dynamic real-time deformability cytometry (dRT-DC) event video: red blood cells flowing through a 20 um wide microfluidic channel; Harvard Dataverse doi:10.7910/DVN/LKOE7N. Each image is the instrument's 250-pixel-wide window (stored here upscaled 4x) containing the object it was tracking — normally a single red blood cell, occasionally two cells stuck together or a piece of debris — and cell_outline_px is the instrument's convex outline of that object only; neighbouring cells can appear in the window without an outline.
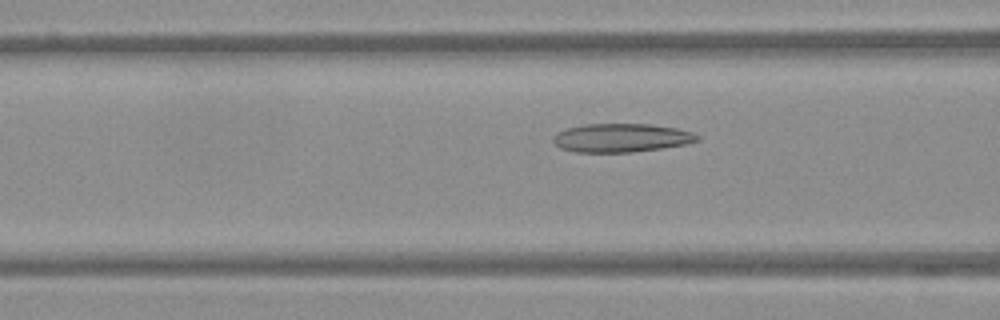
{"species": "Egyptian fruit bat (a non-hibernating species)", "species_latin": "Rousettus aegyptiacus", "temperature_condition": "warm", "stored_images_in_passage": 51, "camera_frame_rate_fps": 3000, "um_per_image_px": 0.085, "frame": {"image": 1, "passage_image": 19, "time_ms": 6.0, "image_size_px": [1000, 320], "cell_outline_px": [[700, 140], [684, 144], [660, 148], [632, 152], [576, 152], [560, 148], [552, 140], [552, 136], [568, 128], [584, 124], [652, 124], [676, 128], [692, 132], [700, 136]], "centroid_in_image_um": [52.81, 11.71], "position_along_channel_um": 113.8, "area_um2": 23.87}}
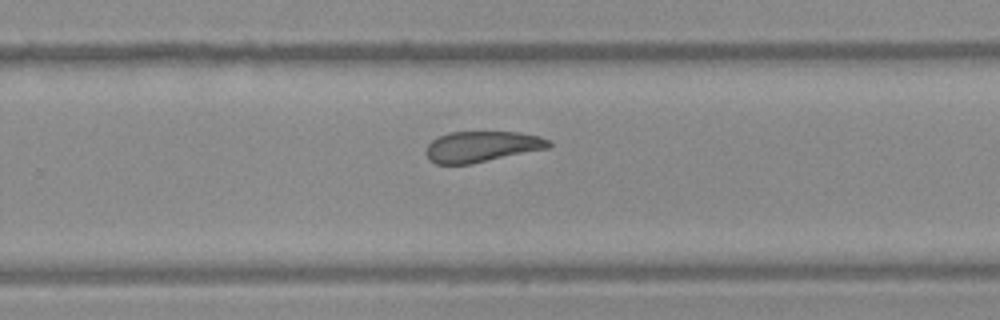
{"frame": {"image": 2, "passage_image": 33, "time_ms": 10.667, "image_size_px": [1000, 320], "cell_outline_px": [[552, 144], [548, 148], [472, 164], [436, 164], [428, 160], [424, 152], [428, 144], [432, 140], [448, 132], [516, 132], [540, 136], [552, 140]], "centroid_in_image_um": [40.94, 12.46], "position_along_channel_um": 288.9, "area_um2": 22.25}}
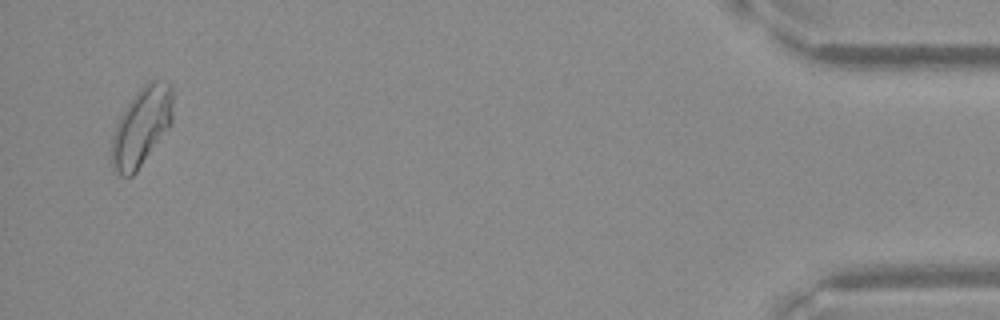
{"frame": {"image": 3, "passage_image": 50, "time_ms": 16.333, "image_size_px": [1000, 320], "cell_outline_px": [[172, 124], [136, 172], [132, 176], [120, 176], [112, 172], [112, 136], [116, 124], [124, 108], [132, 96], [144, 84], [152, 80], [156, 80], [172, 84]], "centroid_in_image_um": [12.02, 10.77], "position_along_channel_um": 423.2, "area_um2": 28.15}}